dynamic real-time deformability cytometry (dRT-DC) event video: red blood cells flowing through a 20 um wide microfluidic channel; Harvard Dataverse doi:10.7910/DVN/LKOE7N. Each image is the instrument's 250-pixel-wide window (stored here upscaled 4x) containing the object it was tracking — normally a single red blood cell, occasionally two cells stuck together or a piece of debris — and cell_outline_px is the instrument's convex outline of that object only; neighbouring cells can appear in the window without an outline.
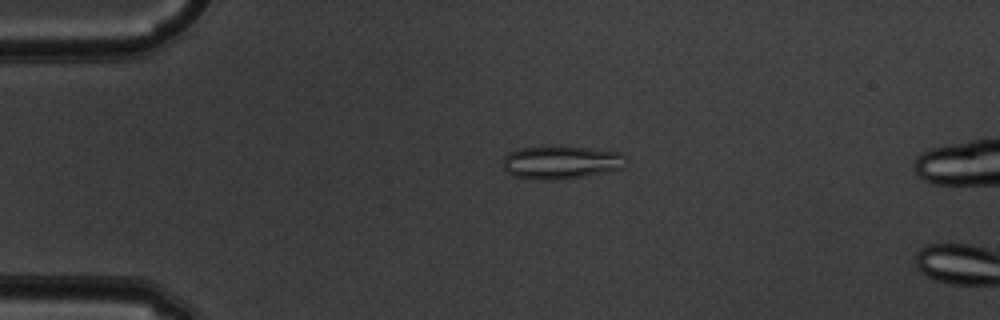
{"species": "common noctule bat (a hibernating species)", "species_latin": "Nyctalus noctula", "temperature_condition": "warm", "stored_images_in_passage": 5, "camera_frame_rate_fps": 3000, "um_per_image_px": 0.085, "animal": {"sex": "male", "body_mass_g": 19.5, "forearm_length_mm": 54.6}, "frame": {"image": 1, "passage_image": 2, "time_ms": 0.333, "image_size_px": [1000, 320], "cell_outline_px": [[624, 156], [620, 168], [584, 176], [560, 180], [536, 180], [512, 176], [504, 172], [504, 156], [508, 152], [520, 148], [584, 148], [620, 152]], "centroid_in_image_um": [47.58, 13.84], "position_along_channel_um": 37.4, "area_um2": 23.06}}